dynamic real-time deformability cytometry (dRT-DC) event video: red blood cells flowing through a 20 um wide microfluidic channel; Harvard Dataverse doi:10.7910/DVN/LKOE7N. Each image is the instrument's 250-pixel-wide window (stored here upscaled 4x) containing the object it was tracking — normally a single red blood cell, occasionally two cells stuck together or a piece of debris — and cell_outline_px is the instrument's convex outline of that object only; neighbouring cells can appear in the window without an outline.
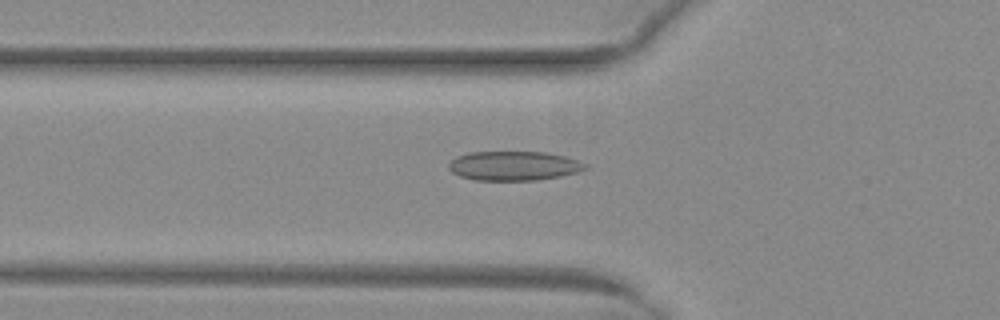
{"species": "common noctule bat (a hibernating species)", "species_latin": "Nyctalus noctula", "temperature_condition": "warm", "stored_images_in_passage": 46, "camera_frame_rate_fps": 3000, "um_per_image_px": 0.085, "animal": {"sex": "female", "body_mass_g": 29.2, "forearm_length_mm": 56.3}, "frame": {"image": 1, "passage_image": 13, "time_ms": 4.0, "image_size_px": [1000, 320], "cell_outline_px": [[588, 168], [576, 172], [560, 176], [536, 180], [476, 180], [460, 176], [452, 172], [448, 168], [448, 164], [456, 156], [468, 152], [544, 152], [564, 156], [580, 160], [588, 164]], "centroid_in_image_um": [43.68, 14.09], "position_along_channel_um": 82.1, "area_um2": 23.35}}
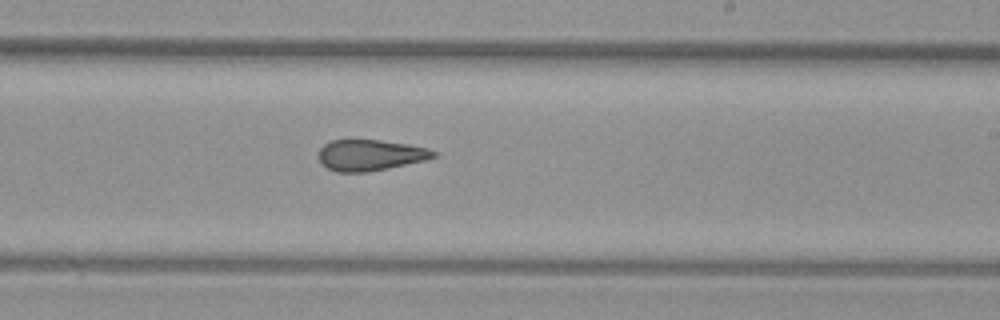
{"frame": {"image": 2, "passage_image": 26, "time_ms": 8.333, "image_size_px": [1000, 320], "cell_outline_px": [[436, 156], [424, 160], [388, 168], [368, 172], [336, 172], [320, 164], [320, 148], [324, 144], [332, 140], [348, 136], [380, 140], [408, 144], [428, 148], [436, 152]], "centroid_in_image_um": [31.41, 13.14], "position_along_channel_um": 257.6, "area_um2": 21.33}}
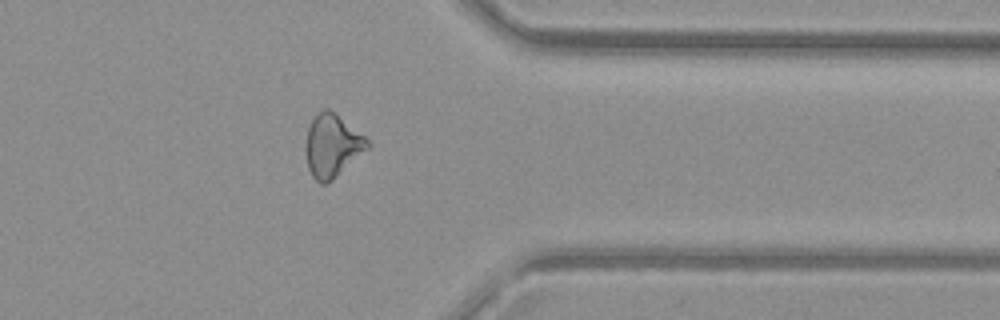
{"frame": {"image": 3, "passage_image": 36, "time_ms": 11.667, "image_size_px": [1000, 320], "cell_outline_px": [[372, 144], [368, 148], [332, 180], [324, 184], [320, 184], [312, 176], [308, 168], [304, 148], [304, 144], [308, 128], [316, 112], [324, 108], [328, 108], [336, 112], [364, 136]], "centroid_in_image_um": [28.21, 12.35], "position_along_channel_um": 383.2, "area_um2": 22.77}, "authors_computed_cell_mechanics": {"area_um2": 22.6865, "velocity_mm_per_s": 4.041, "shape_relaxation_time_tau1_ms": null, "shape_relaxation_time_tau2_ms": 2.2508, "deformation_change_tau1": null, "deformation_change_tau2": 0.1012}}